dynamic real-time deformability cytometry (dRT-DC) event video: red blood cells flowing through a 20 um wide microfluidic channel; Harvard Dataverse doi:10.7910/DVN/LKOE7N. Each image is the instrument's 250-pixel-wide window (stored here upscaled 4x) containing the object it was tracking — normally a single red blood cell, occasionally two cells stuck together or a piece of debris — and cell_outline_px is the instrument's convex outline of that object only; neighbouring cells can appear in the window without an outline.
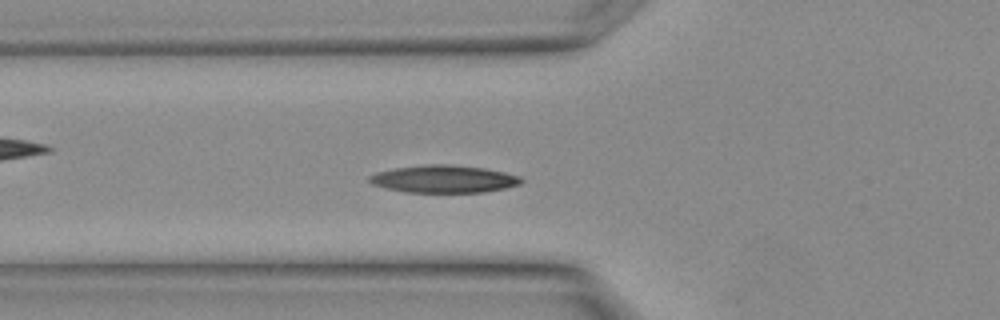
{"species": "Egyptian fruit bat (a non-hibernating species)", "species_latin": "Rousettus aegyptiacus", "temperature_condition": "warm", "stored_images_in_passage": 12, "camera_frame_rate_fps": 3000, "um_per_image_px": 0.085, "animal": {"sex": "female"}, "frame": {"image": 1, "passage_image": 6, "time_ms": 1.667, "image_size_px": [1000, 320], "cell_outline_px": [[524, 180], [520, 184], [504, 188], [484, 192], [404, 192], [372, 184], [368, 180], [368, 176], [376, 172], [396, 168], [424, 164], [452, 164], [484, 168], [504, 172], [520, 176]], "centroid_in_image_um": [37.72, 15.2], "position_along_channel_um": 88.1, "area_um2": 24.33}}
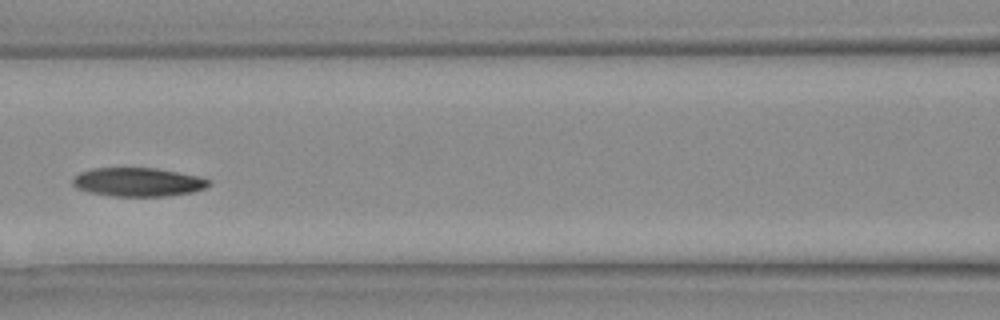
{"frame": {"image": 2, "passage_image": 9, "time_ms": 2.667, "image_size_px": [1000, 320], "cell_outline_px": [[212, 184], [204, 188], [192, 192], [164, 196], [112, 196], [92, 192], [76, 188], [72, 184], [72, 180], [80, 172], [92, 168], [156, 168], [196, 176], [208, 180]], "centroid_in_image_um": [11.7, 15.47], "position_along_channel_um": 154.9, "area_um2": 22.48}}